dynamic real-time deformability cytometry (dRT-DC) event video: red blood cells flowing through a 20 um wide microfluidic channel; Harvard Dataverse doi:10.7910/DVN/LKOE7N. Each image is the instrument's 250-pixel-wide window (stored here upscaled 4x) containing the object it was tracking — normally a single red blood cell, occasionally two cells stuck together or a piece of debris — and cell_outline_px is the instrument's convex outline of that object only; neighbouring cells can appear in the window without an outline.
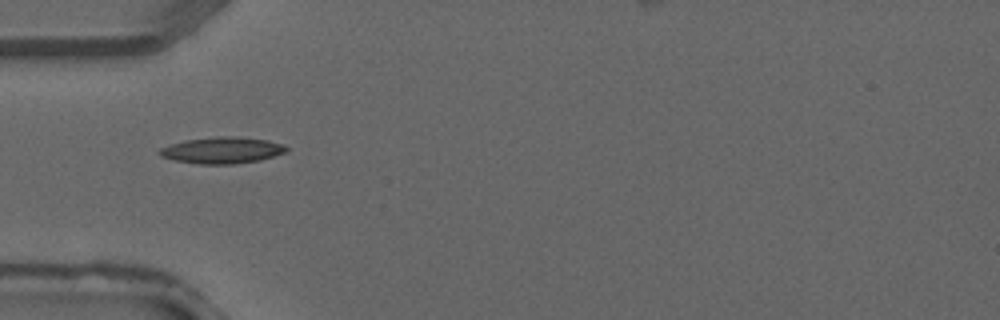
{"species": "common noctule bat (a hibernating species)", "species_latin": "Nyctalus noctula", "temperature_condition": "warm", "stored_images_in_passage": 5, "camera_frame_rate_fps": 3000, "um_per_image_px": 0.085, "animal": {"sex": "male", "forearm_length_mm": 52.5}, "frame": {"image": 1, "passage_image": 4, "time_ms": 1.0, "image_size_px": [1000, 320], "cell_outline_px": [[288, 152], [260, 160], [236, 164], [200, 164], [176, 160], [160, 156], [160, 148], [172, 144], [188, 140], [216, 136], [232, 136], [268, 140], [284, 144], [288, 148]], "centroid_in_image_um": [18.95, 12.77], "position_along_channel_um": 66.0, "area_um2": 19.42}}
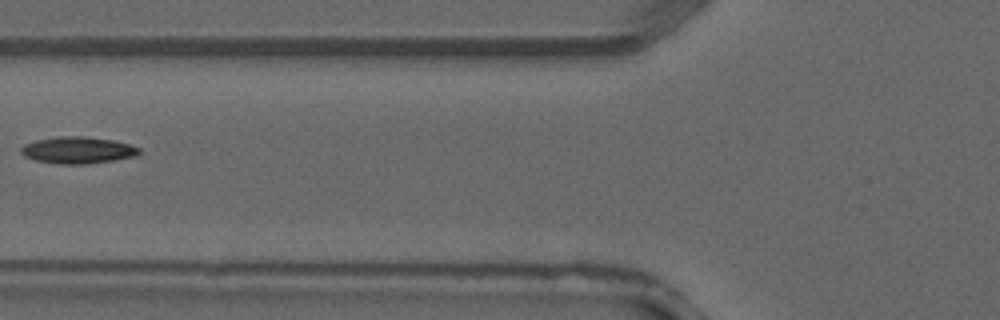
{"frame": {"image": 2, "passage_image": 5, "time_ms": 1.333, "image_size_px": [1000, 320], "cell_outline_px": [[140, 152], [136, 156], [116, 160], [88, 164], [60, 164], [36, 160], [24, 156], [20, 152], [20, 148], [24, 144], [36, 140], [60, 136], [84, 136], [112, 140], [128, 144], [140, 148]], "centroid_in_image_um": [6.61, 12.77], "position_along_channel_um": 119.2, "area_um2": 18.44}}